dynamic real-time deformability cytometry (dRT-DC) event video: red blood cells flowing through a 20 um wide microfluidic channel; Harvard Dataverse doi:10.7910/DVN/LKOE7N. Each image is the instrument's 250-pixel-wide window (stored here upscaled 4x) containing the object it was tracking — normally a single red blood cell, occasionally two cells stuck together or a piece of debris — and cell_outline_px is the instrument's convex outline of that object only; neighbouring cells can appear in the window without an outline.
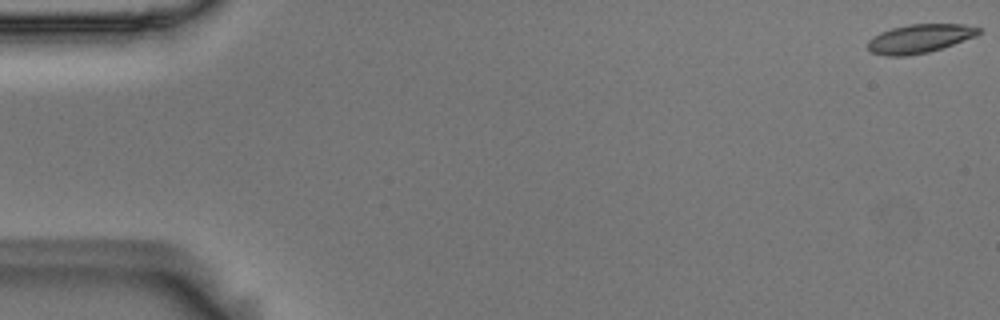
{"species": "Egyptian fruit bat (a non-hibernating species)", "species_latin": "Rousettus aegyptiacus", "temperature_condition": "room temperature", "stored_images_in_passage": 54, "camera_frame_rate_fps": 3000, "um_per_image_px": 0.085, "animal": {"sex": "male"}, "frame": {"image": 1, "passage_image": 1, "time_ms": 0.0, "image_size_px": [1000, 320], "cell_outline_px": [[980, 32], [976, 36], [928, 52], [908, 56], [884, 56], [872, 52], [868, 48], [868, 40], [872, 36], [880, 32], [892, 28], [908, 24], [964, 24], [980, 28]], "centroid_in_image_um": [78.13, 3.28], "position_along_channel_um": 6.9, "area_um2": 18.5}}
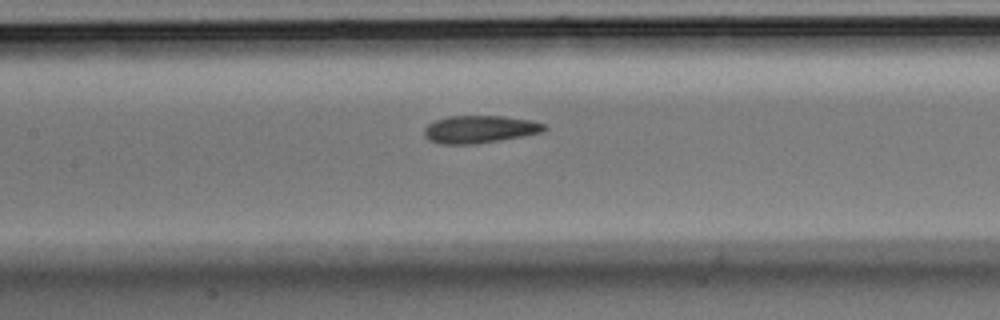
{"frame": {"image": 2, "passage_image": 26, "time_ms": 8.333, "image_size_px": [1000, 320], "cell_outline_px": [[548, 128], [544, 132], [524, 136], [476, 144], [440, 144], [428, 140], [424, 136], [424, 128], [428, 124], [436, 120], [448, 116], [504, 116], [528, 120], [544, 124]], "centroid_in_image_um": [40.76, 11.0], "position_along_channel_um": 166.6, "area_um2": 19.36}}
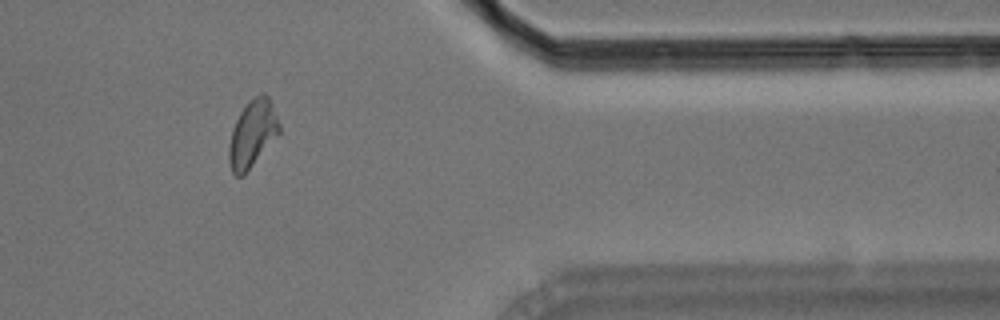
{"frame": {"image": 3, "passage_image": 46, "time_ms": 15.0, "image_size_px": [1000, 320], "cell_outline_px": [[280, 132], [244, 176], [236, 176], [232, 172], [228, 160], [228, 148], [232, 128], [240, 112], [248, 100], [260, 92], [264, 92], [268, 96], [272, 104], [280, 124]], "centroid_in_image_um": [21.44, 11.35], "position_along_channel_um": 390.0, "area_um2": 19.83}}